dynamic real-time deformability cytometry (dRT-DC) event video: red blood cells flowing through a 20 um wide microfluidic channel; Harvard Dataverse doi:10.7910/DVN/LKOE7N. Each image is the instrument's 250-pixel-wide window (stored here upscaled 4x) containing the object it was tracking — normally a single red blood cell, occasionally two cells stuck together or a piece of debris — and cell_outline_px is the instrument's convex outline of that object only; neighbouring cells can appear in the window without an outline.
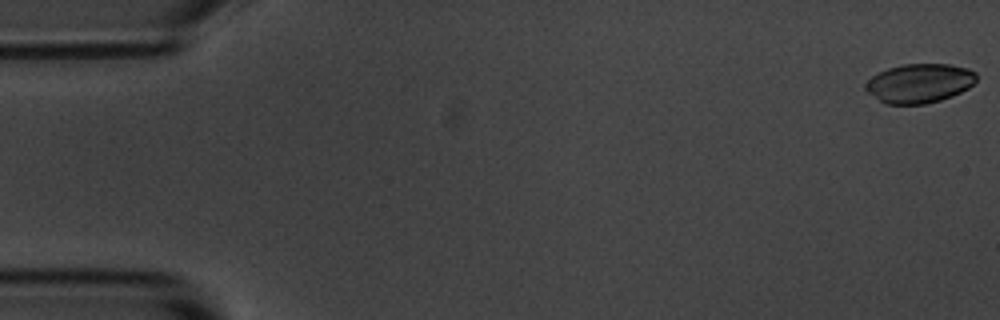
{"species": "common noctule bat (a hibernating species)", "species_latin": "Nyctalus noctula", "temperature_condition": "room temperature", "stored_images_in_passage": 13, "camera_frame_rate_fps": 3000, "um_per_image_px": 0.085, "animal": {"sex": "male", "body_mass_g": 20.1, "forearm_length_mm": 53.5}, "frame": {"image": 1, "passage_image": 1, "time_ms": 0.0, "image_size_px": [1000, 320], "cell_outline_px": [[976, 80], [968, 88], [952, 96], [940, 100], [924, 104], [884, 104], [868, 92], [864, 88], [864, 84], [872, 76], [888, 68], [904, 64], [948, 64], [968, 68], [976, 72]], "centroid_in_image_um": [78.14, 7.08], "position_along_channel_um": 6.9, "area_um2": 25.26}}